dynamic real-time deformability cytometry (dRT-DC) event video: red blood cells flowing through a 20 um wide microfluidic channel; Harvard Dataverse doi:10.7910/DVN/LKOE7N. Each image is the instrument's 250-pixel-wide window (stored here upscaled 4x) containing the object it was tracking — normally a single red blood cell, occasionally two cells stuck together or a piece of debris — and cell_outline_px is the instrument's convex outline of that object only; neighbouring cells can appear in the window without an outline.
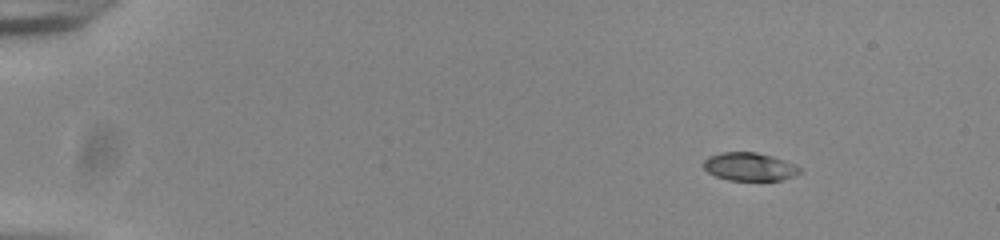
{"species": "common noctule bat (a hibernating species)", "species_latin": "Nyctalus noctula", "temperature_condition": "room temperature", "stored_images_in_passage": 48, "camera_frame_rate_fps": 3000, "um_per_image_px": 0.085, "animal": {"sex": "male", "body_mass_g": 20.0, "forearm_length_mm": 53.3}, "frame": {"image": 1, "passage_image": 1, "time_ms": 0.0, "image_size_px": [1000, 240], "cell_outline_px": [[800, 172], [792, 176], [780, 180], [728, 180], [716, 176], [708, 172], [704, 168], [704, 160], [708, 156], [720, 152], [756, 152], [772, 156], [796, 164], [800, 168]], "centroid_in_image_um": [63.69, 14.16], "position_along_channel_um": 21.3, "area_um2": 15.72}}
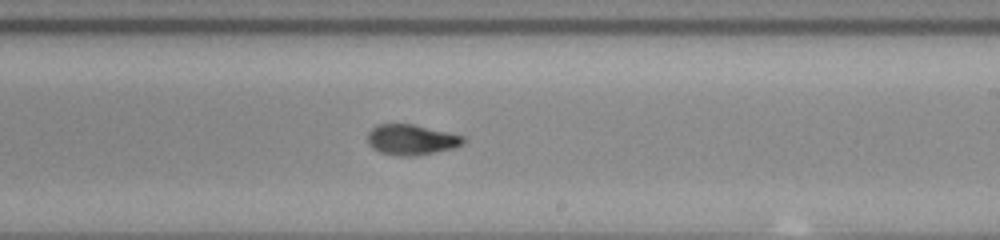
{"frame": {"image": 2, "passage_image": 28, "time_ms": 9.0, "image_size_px": [1000, 240], "cell_outline_px": [[464, 144], [452, 148], [416, 156], [396, 156], [380, 152], [372, 148], [368, 144], [368, 132], [376, 124], [412, 124], [464, 136]], "centroid_in_image_um": [34.93, 11.88], "position_along_channel_um": 254.1, "area_um2": 16.94}}
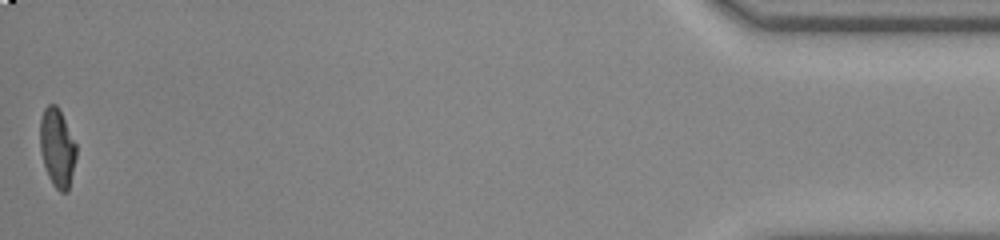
{"frame": {"image": 3, "passage_image": 48, "time_ms": 15.667, "image_size_px": [1000, 240], "cell_outline_px": [[76, 156], [68, 192], [60, 192], [52, 184], [48, 176], [40, 152], [40, 120], [44, 108], [48, 104], [56, 104], [76, 144]], "centroid_in_image_um": [4.85, 12.58], "position_along_channel_um": 430.4, "area_um2": 16.42}, "authors_computed_cell_mechanics": {"area_um2": 17.3978, "velocity_mm_per_s": 3.8902, "shape_relaxation_time_tau1_ms": 6.5405, "shape_relaxation_time_tau2_ms": 1.3268, "deformation_change_tau1": 0.2647, "deformation_change_tau2": 0.0618}}